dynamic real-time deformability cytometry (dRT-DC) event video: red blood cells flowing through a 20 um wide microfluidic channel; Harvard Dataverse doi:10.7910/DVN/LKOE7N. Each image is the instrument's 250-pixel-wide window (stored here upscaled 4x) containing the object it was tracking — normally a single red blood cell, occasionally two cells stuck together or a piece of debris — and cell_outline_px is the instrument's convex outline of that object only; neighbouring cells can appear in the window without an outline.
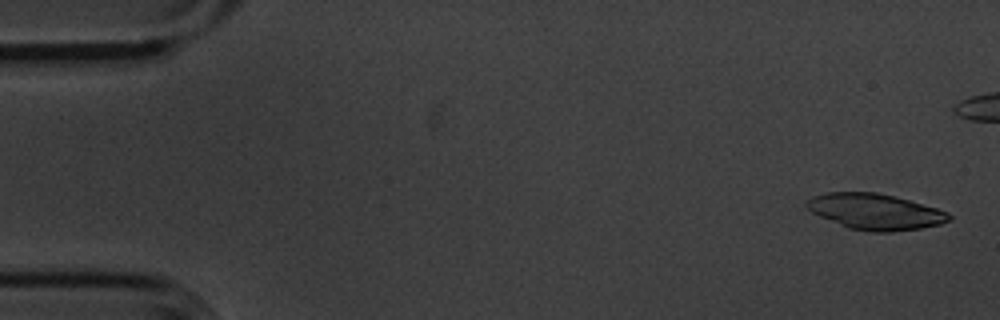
{"species": "common noctule bat (a hibernating species)", "species_latin": "Nyctalus noctula", "temperature_condition": "cold", "stored_images_in_passage": 47, "camera_frame_rate_fps": 3000, "um_per_image_px": 0.085, "animal": {"sex": "male", "body_mass_g": 20.1, "forearm_length_mm": 53.5}, "frame": {"image": 1, "passage_image": 2, "time_ms": 0.333, "image_size_px": [1000, 320], "cell_outline_px": [[952, 216], [948, 220], [940, 224], [920, 228], [892, 232], [872, 232], [848, 228], [820, 216], [812, 212], [804, 204], [812, 196], [824, 192], [876, 192], [908, 200], [936, 208], [948, 212]], "centroid_in_image_um": [74.36, 17.99], "position_along_channel_um": 10.6, "area_um2": 29.54}}
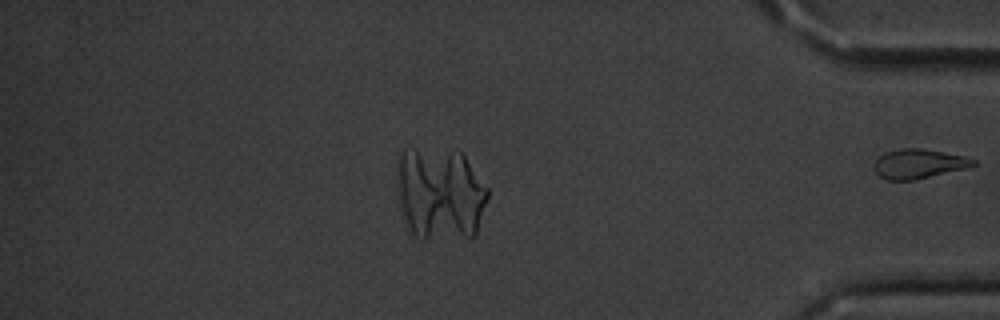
{"frame": {"image": 2, "passage_image": 47, "time_ms": 15.333, "image_size_px": [1000, 320], "cell_outline_px": [[980, 164], [916, 180], [884, 180], [876, 172], [876, 160], [884, 152], [900, 148], [920, 148], [964, 156], [976, 160]], "centroid_in_image_um": [78.1, 13.92], "position_along_channel_um": 357.1, "area_um2": 16.88}}